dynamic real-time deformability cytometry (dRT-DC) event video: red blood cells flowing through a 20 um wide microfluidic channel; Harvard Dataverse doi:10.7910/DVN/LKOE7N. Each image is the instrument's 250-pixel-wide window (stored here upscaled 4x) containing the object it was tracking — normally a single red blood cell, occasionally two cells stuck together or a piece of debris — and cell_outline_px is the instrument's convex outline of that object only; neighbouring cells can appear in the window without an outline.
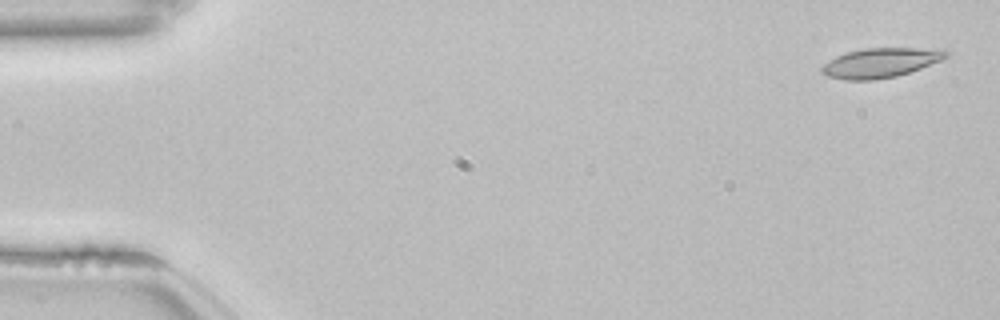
{"species": "common noctule bat (a hibernating species)", "species_latin": "Nyctalus noctula", "temperature_condition": "room temperature", "stored_images_in_passage": 53, "camera_frame_rate_fps": 3000, "um_per_image_px": 0.085, "animal": {"sex": "female", "body_mass_g": 22.7, "forearm_length_mm": 54.2}, "frame": {"image": 1, "passage_image": 1, "time_ms": 0.0, "image_size_px": [1000, 320], "cell_outline_px": [[952, 52], [948, 56], [940, 60], [920, 68], [896, 76], [876, 80], [844, 80], [828, 76], [820, 72], [820, 68], [828, 60], [836, 56], [848, 52], [864, 48], [944, 48]], "centroid_in_image_um": [74.86, 5.32], "position_along_channel_um": 10.1, "area_um2": 21.56}}
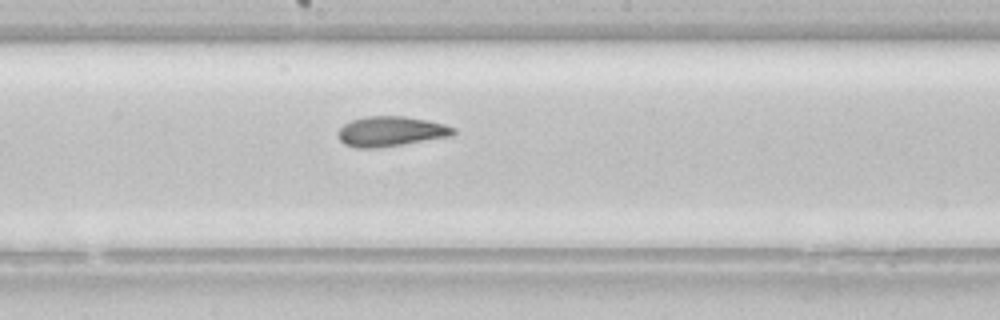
{"frame": {"image": 2, "passage_image": 28, "time_ms": 9.0, "image_size_px": [1000, 320], "cell_outline_px": [[456, 132], [452, 136], [376, 148], [356, 148], [344, 144], [336, 136], [336, 132], [344, 124], [352, 120], [368, 116], [404, 116], [428, 120], [444, 124], [456, 128]], "centroid_in_image_um": [33.2, 11.17], "position_along_channel_um": 215.0, "area_um2": 20.23}}
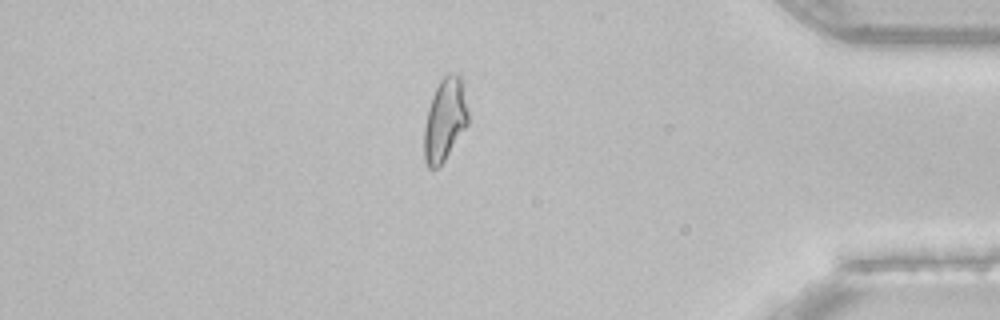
{"frame": {"image": 3, "passage_image": 45, "time_ms": 14.667, "image_size_px": [1000, 320], "cell_outline_px": [[468, 124], [444, 160], [436, 168], [428, 168], [424, 160], [424, 128], [428, 108], [432, 96], [440, 80], [448, 72], [456, 72], [460, 76], [468, 112]], "centroid_in_image_um": [37.8, 10.16], "position_along_channel_um": 397.4, "area_um2": 20.98}, "authors_computed_cell_mechanics": {"area_um2": 20.6924, "velocity_mm_per_s": 3.8334, "shape_relaxation_time_tau1_ms": null, "shape_relaxation_time_tau2_ms": 3.2496, "deformation_change_tau1": null, "deformation_change_tau2": 0.099}}